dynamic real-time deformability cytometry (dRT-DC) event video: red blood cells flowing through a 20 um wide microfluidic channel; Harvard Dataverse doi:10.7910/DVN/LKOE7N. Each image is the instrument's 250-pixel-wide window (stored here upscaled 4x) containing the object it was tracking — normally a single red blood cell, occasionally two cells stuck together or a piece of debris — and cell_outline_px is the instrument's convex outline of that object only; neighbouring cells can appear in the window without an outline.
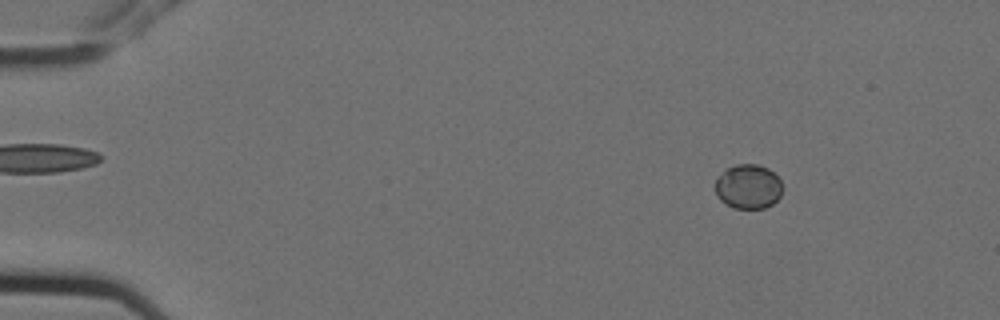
{"species": "Egyptian fruit bat (a non-hibernating species)", "species_latin": "Rousettus aegyptiacus", "temperature_condition": "cold", "stored_images_in_passage": 5, "camera_frame_rate_fps": 3000, "um_per_image_px": 0.085, "animal": {"sex": "female"}, "frame": {"image": 1, "passage_image": 3, "time_ms": 0.667, "image_size_px": [1000, 320], "cell_outline_px": [[784, 188], [780, 196], [772, 204], [764, 208], [732, 208], [720, 200], [716, 196], [716, 180], [728, 168], [736, 164], [756, 164], [768, 168], [780, 180]], "centroid_in_image_um": [63.62, 15.87], "position_along_channel_um": 21.4, "area_um2": 17.34}}